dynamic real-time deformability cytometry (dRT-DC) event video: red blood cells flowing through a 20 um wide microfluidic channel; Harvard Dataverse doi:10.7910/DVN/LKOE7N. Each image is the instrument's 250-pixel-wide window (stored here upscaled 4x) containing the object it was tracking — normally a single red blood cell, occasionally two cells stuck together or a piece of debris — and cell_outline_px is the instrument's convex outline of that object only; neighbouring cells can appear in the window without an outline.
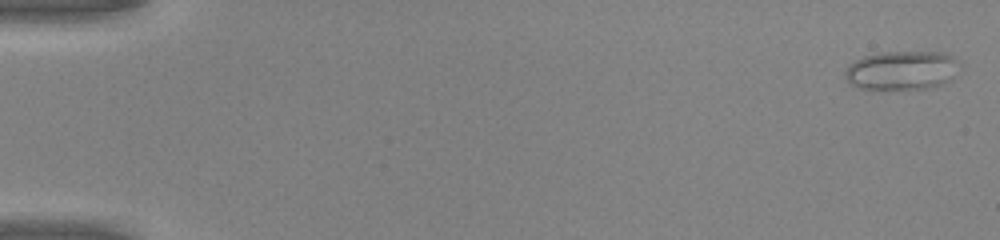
{"species": "common noctule bat (a hibernating species)", "species_latin": "Nyctalus noctula", "temperature_condition": "warm", "stored_images_in_passage": 49, "camera_frame_rate_fps": 3000, "um_per_image_px": 0.085, "animal": {"sex": "male", "body_mass_g": 20.0, "forearm_length_mm": 53.3}, "frame": {"image": 1, "passage_image": 1, "time_ms": 0.0, "image_size_px": [1000, 240], "cell_outline_px": [[960, 64], [952, 80], [932, 88], [860, 88], [852, 84], [844, 76], [844, 72], [848, 64], [864, 56], [884, 52], [944, 52], [960, 60]], "centroid_in_image_um": [76.7, 5.96], "position_along_channel_um": 8.3, "area_um2": 25.95}}
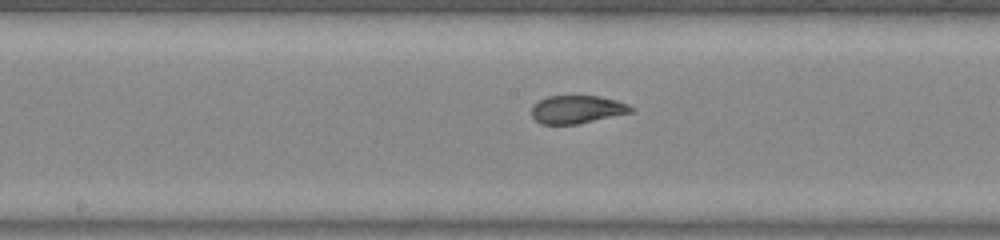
{"frame": {"image": 2, "passage_image": 26, "time_ms": 8.333, "image_size_px": [1000, 240], "cell_outline_px": [[632, 112], [580, 124], [540, 124], [532, 116], [532, 104], [548, 96], [596, 96], [616, 100], [628, 104], [632, 108]], "centroid_in_image_um": [49.02, 9.31], "position_along_channel_um": 199.2, "area_um2": 16.18}}
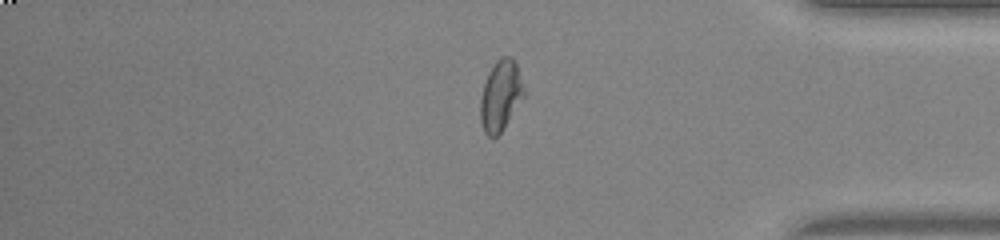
{"frame": {"image": 3, "passage_image": 41, "time_ms": 13.333, "image_size_px": [1000, 240], "cell_outline_px": [[524, 96], [504, 128], [492, 140], [484, 132], [480, 120], [480, 100], [484, 84], [488, 72], [496, 60], [500, 56], [512, 56], [516, 64], [524, 88]], "centroid_in_image_um": [42.53, 8.13], "position_along_channel_um": 392.7, "area_um2": 17.92}, "authors_computed_cell_mechanics": {"area_um2": 17.918, "velocity_mm_per_s": 4.2653, "shape_relaxation_time_tau1_ms": 4.6865, "shape_relaxation_time_tau2_ms": 0.753, "deformation_change_tau1": 0.1733, "deformation_change_tau2": 0.0649}}